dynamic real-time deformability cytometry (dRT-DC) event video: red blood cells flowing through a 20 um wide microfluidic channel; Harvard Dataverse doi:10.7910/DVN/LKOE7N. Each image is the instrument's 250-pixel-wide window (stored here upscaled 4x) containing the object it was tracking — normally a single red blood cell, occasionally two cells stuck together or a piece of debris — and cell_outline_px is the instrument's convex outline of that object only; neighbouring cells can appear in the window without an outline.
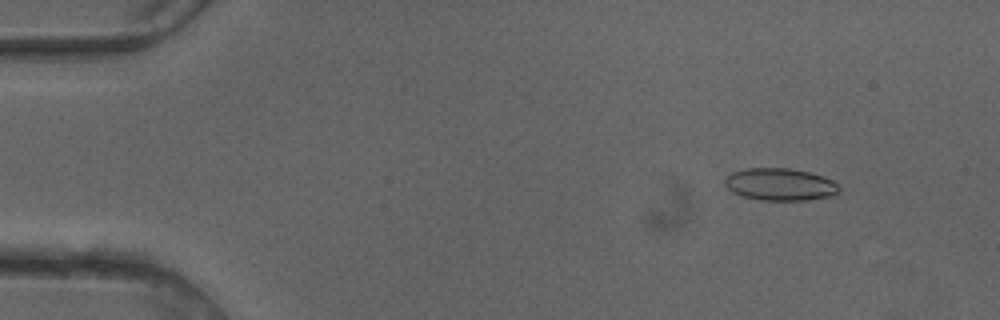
{"species": "common noctule bat (a hibernating species)", "species_latin": "Nyctalus noctula", "temperature_condition": "cold", "stored_images_in_passage": 50, "camera_frame_rate_fps": 3000, "um_per_image_px": 0.085, "animal": {"sex": "female"}, "frame": {"image": 1, "passage_image": 6, "time_ms": 1.667, "image_size_px": [1000, 320], "cell_outline_px": [[840, 192], [832, 196], [808, 200], [760, 200], [744, 196], [732, 192], [724, 184], [724, 180], [732, 172], [748, 168], [788, 168], [808, 172], [824, 176], [840, 184]], "centroid_in_image_um": [66.35, 15.68], "position_along_channel_um": 18.6, "area_um2": 21.62}}
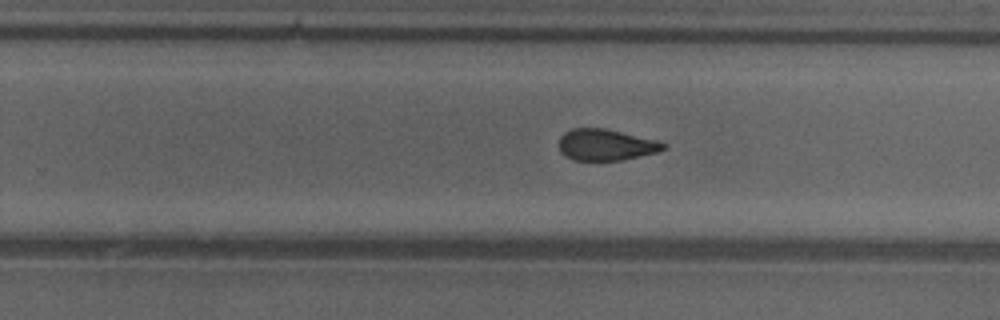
{"frame": {"image": 2, "passage_image": 32, "time_ms": 10.333, "image_size_px": [1000, 320], "cell_outline_px": [[668, 144], [664, 148], [656, 152], [624, 160], [572, 160], [564, 156], [560, 152], [560, 136], [564, 132], [572, 128], [604, 128], [656, 140]], "centroid_in_image_um": [51.47, 12.31], "position_along_channel_um": 278.3, "area_um2": 19.02}}
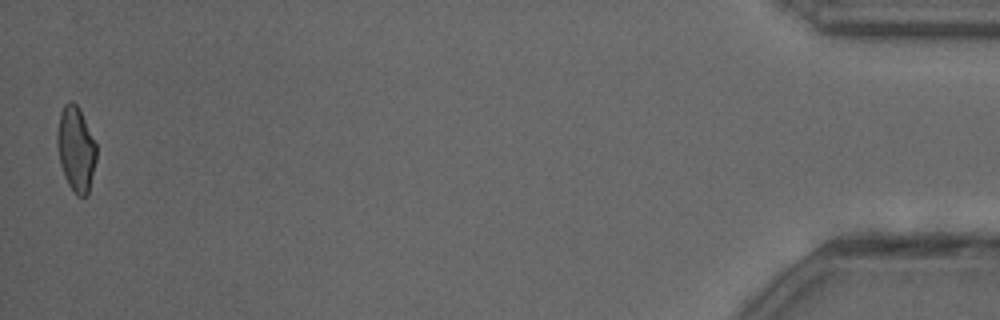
{"frame": {"image": 3, "passage_image": 50, "time_ms": 16.333, "image_size_px": [1000, 320], "cell_outline_px": [[96, 160], [88, 196], [76, 196], [68, 184], [64, 176], [60, 164], [56, 144], [56, 132], [60, 112], [64, 104], [68, 100], [72, 100], [80, 108], [96, 144]], "centroid_in_image_um": [6.44, 12.65], "position_along_channel_um": 428.8, "area_um2": 19.77}, "authors_computed_cell_mechanics": {"area_um2": 20.3456, "velocity_mm_per_s": 4.1174, "shape_relaxation_time_tau1_ms": null, "shape_relaxation_time_tau2_ms": 2.0662, "deformation_change_tau1": null, "deformation_change_tau2": 0.083}}